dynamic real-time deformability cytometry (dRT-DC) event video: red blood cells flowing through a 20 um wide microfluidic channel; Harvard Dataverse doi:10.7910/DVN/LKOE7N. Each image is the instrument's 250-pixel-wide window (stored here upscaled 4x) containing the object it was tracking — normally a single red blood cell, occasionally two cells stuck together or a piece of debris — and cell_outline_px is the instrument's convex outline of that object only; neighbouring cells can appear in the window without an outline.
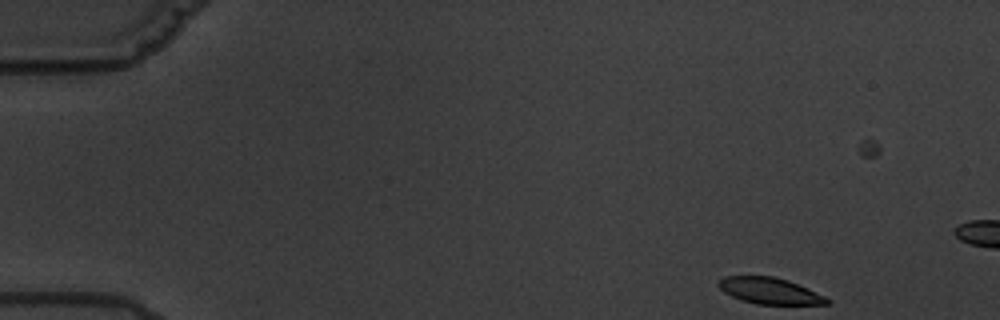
{"species": "common noctule bat (a hibernating species)", "species_latin": "Nyctalus noctula", "temperature_condition": "warm", "stored_images_in_passage": 4, "camera_frame_rate_fps": 3000, "um_per_image_px": 0.085, "animal": {"sex": "male", "body_mass_g": 19.5, "forearm_length_mm": 54.6}, "frame": {"image": 1, "passage_image": 1, "time_ms": 0.0, "image_size_px": [1000, 320], "cell_outline_px": [[832, 300], [828, 304], [756, 304], [740, 300], [724, 292], [716, 284], [716, 280], [724, 276], [772, 276], [788, 280], [808, 288]], "centroid_in_image_um": [65.39, 24.71], "position_along_channel_um": 19.6, "area_um2": 16.7}}